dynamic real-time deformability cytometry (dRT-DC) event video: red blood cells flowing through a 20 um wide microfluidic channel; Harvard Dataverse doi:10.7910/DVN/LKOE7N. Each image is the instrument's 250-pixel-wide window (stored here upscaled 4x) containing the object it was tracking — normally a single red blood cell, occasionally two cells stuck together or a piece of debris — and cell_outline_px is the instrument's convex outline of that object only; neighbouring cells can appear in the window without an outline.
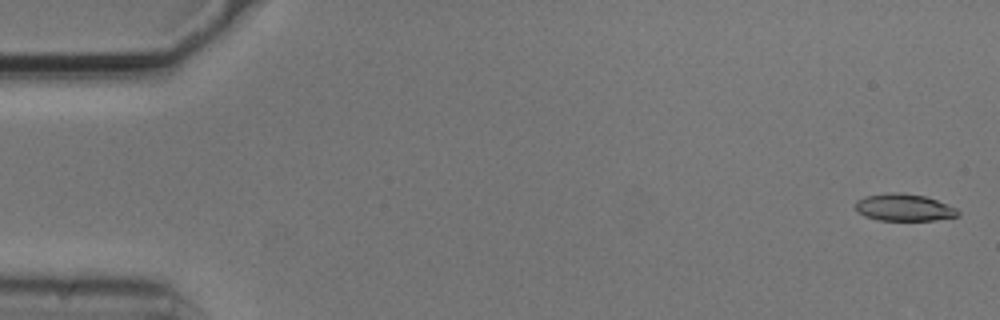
{"species": "common noctule bat (a hibernating species)", "species_latin": "Nyctalus noctula", "temperature_condition": "cold", "stored_images_in_passage": 5, "camera_frame_rate_fps": 3000, "um_per_image_px": 0.085, "animal": {"sex": "male", "body_mass_g": 20.5, "forearm_length_mm": 52.5}, "frame": {"image": 1, "passage_image": 1, "time_ms": 0.0, "image_size_px": [1000, 320], "cell_outline_px": [[960, 216], [936, 220], [880, 220], [864, 216], [856, 212], [856, 200], [864, 196], [888, 192], [900, 192], [924, 196], [936, 200], [956, 208], [960, 212]], "centroid_in_image_um": [76.82, 17.63], "position_along_channel_um": 8.2, "area_um2": 16.3}}
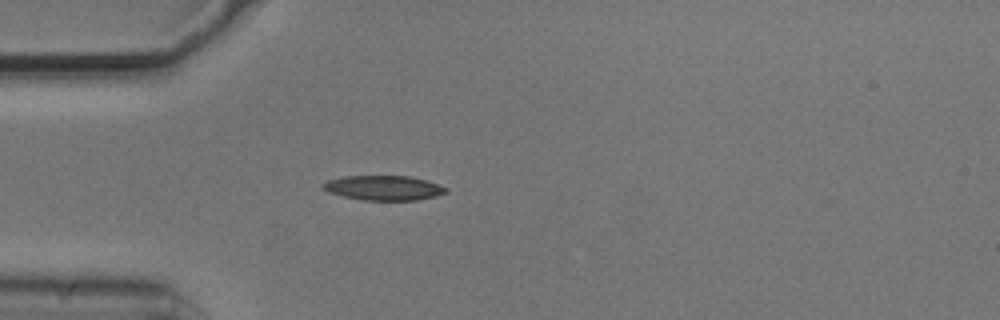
{"frame": {"image": 2, "passage_image": 5, "time_ms": 1.333, "image_size_px": [1000, 320], "cell_outline_px": [[448, 192], [436, 196], [416, 200], [364, 200], [344, 196], [328, 192], [320, 184], [328, 180], [344, 176], [408, 176], [424, 180], [448, 188]], "centroid_in_image_um": [32.6, 15.97], "position_along_channel_um": 52.4, "area_um2": 17.51}}